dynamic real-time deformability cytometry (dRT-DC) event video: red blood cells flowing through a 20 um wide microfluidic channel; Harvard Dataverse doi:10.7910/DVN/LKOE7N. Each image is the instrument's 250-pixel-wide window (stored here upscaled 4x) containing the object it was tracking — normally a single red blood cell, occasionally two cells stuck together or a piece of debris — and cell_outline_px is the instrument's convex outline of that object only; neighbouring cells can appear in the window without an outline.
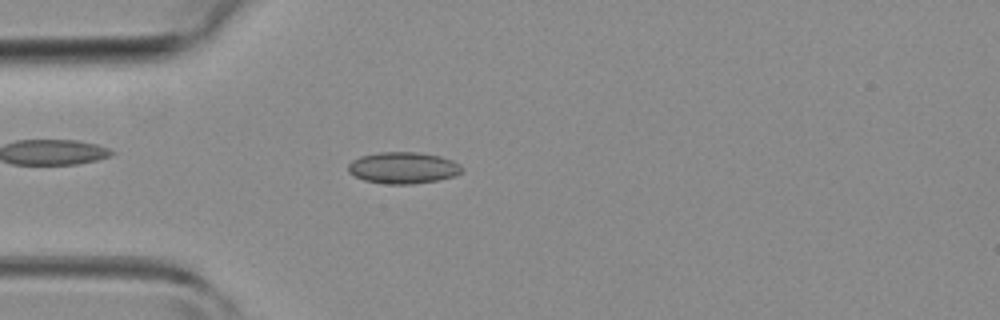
{"species": "common noctule bat (a hibernating species)", "species_latin": "Nyctalus noctula", "temperature_condition": "room temperature", "stored_images_in_passage": 3, "camera_frame_rate_fps": 3000, "um_per_image_px": 0.085, "animal": {"sex": "female", "body_mass_g": 19.3, "forearm_length_mm": 54.1}, "frame": {"image": 1, "passage_image": 3, "time_ms": 3.0, "image_size_px": [1000, 320], "cell_outline_px": [[464, 168], [456, 176], [436, 180], [412, 184], [384, 184], [364, 180], [348, 172], [348, 164], [352, 160], [360, 156], [380, 152], [420, 152], [440, 156], [452, 160], [460, 164]], "centroid_in_image_um": [34.27, 14.26], "position_along_channel_um": 50.7, "area_um2": 20.98}}